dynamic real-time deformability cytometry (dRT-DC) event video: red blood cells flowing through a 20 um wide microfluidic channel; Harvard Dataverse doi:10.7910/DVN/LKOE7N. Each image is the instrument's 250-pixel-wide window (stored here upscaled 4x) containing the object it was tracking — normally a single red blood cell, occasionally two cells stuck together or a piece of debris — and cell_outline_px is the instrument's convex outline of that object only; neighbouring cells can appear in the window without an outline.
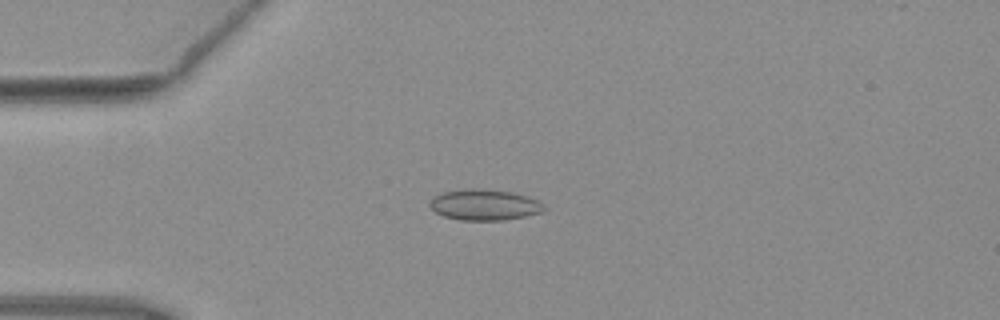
{"species": "common noctule bat (a hibernating species)", "species_latin": "Nyctalus noctula", "temperature_condition": "warm", "stored_images_in_passage": 5, "camera_frame_rate_fps": 3000, "um_per_image_px": 0.085, "animal": {"sex": "female", "body_mass_g": 19.3, "forearm_length_mm": 54.1}, "frame": {"image": 1, "passage_image": 4, "time_ms": 1.0, "image_size_px": [1000, 320], "cell_outline_px": [[544, 212], [504, 220], [460, 220], [444, 216], [436, 212], [428, 204], [432, 196], [444, 192], [468, 188], [476, 188], [512, 192], [528, 196], [536, 200], [544, 208]], "centroid_in_image_um": [41.14, 17.4], "position_along_channel_um": 43.9, "area_um2": 20.46}}
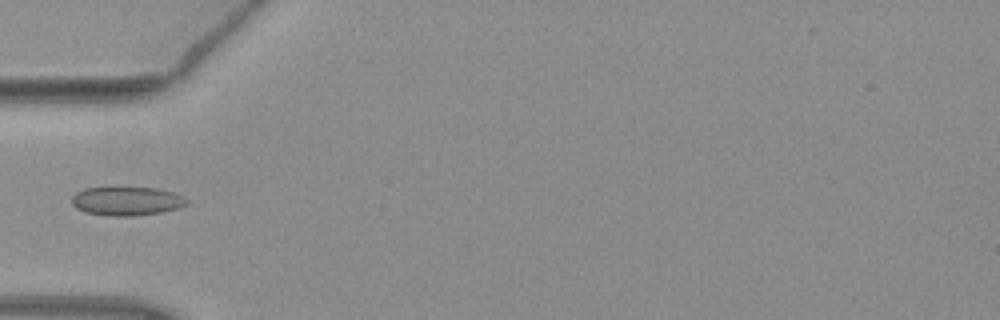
{"frame": {"image": 2, "passage_image": 5, "time_ms": 1.333, "image_size_px": [1000, 320], "cell_outline_px": [[188, 204], [180, 208], [160, 212], [132, 216], [108, 216], [84, 212], [76, 208], [72, 204], [72, 196], [76, 192], [84, 188], [112, 184], [156, 188], [172, 192], [184, 196], [188, 200]], "centroid_in_image_um": [10.73, 17.04], "position_along_channel_um": 74.3, "area_um2": 20.35}}